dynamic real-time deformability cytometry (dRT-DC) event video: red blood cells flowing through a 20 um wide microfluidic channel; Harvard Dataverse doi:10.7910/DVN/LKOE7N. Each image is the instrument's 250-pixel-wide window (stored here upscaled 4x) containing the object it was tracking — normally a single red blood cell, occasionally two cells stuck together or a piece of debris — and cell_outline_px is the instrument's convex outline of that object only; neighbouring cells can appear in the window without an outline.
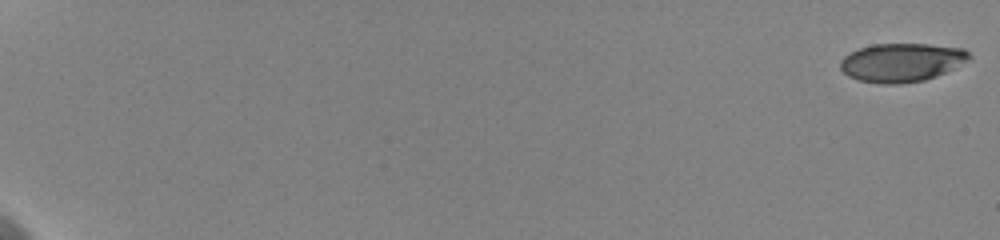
{"species": "human", "species_latin": "Homo sapiens", "temperature_condition": "cold", "stored_images_in_passage": 60, "camera_frame_rate_fps": 3000, "um_per_image_px": 0.085, "donor": {"sex": "female"}, "frame": {"image": 1, "passage_image": 1, "time_ms": 0.0, "image_size_px": [1000, 240], "cell_outline_px": [[972, 60], [936, 76], [924, 80], [900, 84], [884, 84], [860, 80], [848, 76], [840, 68], [840, 60], [844, 56], [860, 48], [872, 44], [928, 44], [964, 48], [972, 56]], "centroid_in_image_um": [76.68, 5.3], "position_along_channel_um": 8.3, "area_um2": 29.07}}
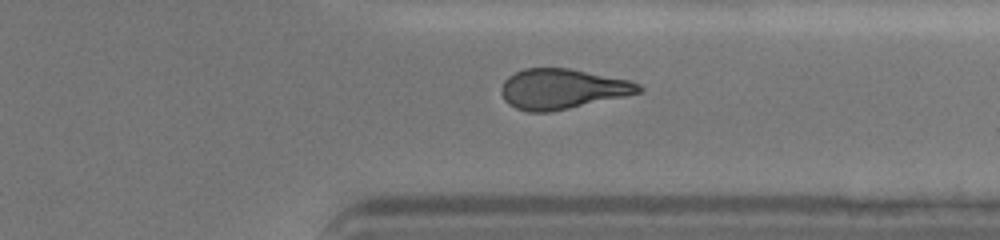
{"frame": {"image": 2, "passage_image": 49, "time_ms": 16.0, "image_size_px": [1000, 240], "cell_outline_px": [[644, 88], [640, 92], [624, 96], [568, 108], [548, 112], [528, 112], [516, 108], [508, 104], [504, 100], [500, 92], [500, 88], [504, 80], [508, 76], [524, 68], [568, 68], [628, 80], [640, 84]], "centroid_in_image_um": [47.74, 7.55], "position_along_channel_um": 363.7, "area_um2": 31.91}}
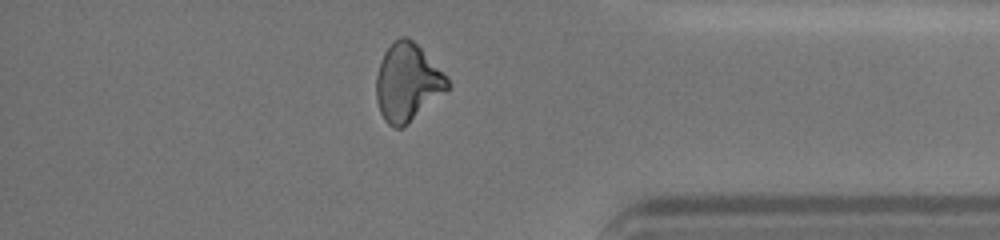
{"frame": {"image": 3, "passage_image": 53, "time_ms": 17.333, "image_size_px": [1000, 240], "cell_outline_px": [[452, 84], [448, 88], [404, 128], [392, 128], [384, 120], [380, 112], [376, 100], [376, 76], [380, 60], [384, 52], [400, 36], [408, 36], [448, 76]], "centroid_in_image_um": [34.62, 7.03], "position_along_channel_um": 400.6, "area_um2": 32.25}, "authors_computed_cell_mechanics": {"area_um2": 31.7033, "velocity_mm_per_s": 3.6264, "shape_relaxation_time_tau1_ms": 6.8725, "shape_relaxation_time_tau2_ms": 3.8634, "deformation_change_tau1": 0.1851, "deformation_change_tau2": 0.1234}}